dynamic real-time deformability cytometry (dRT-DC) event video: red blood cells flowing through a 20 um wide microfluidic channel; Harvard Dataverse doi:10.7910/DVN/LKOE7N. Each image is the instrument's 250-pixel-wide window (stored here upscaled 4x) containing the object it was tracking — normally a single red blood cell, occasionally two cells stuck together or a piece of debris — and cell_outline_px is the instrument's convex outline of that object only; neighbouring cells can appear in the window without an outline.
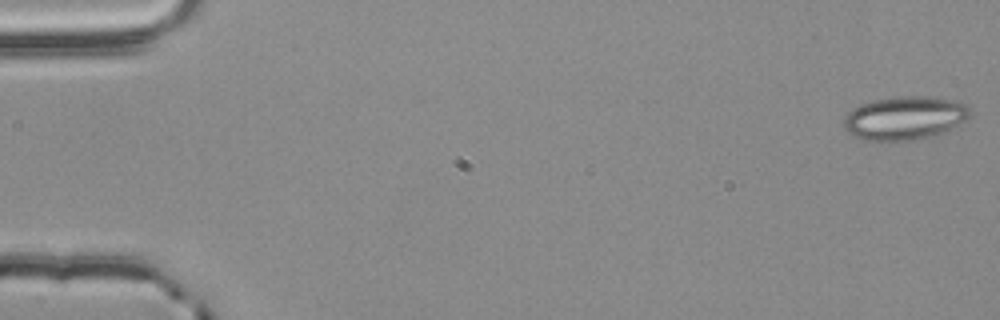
{"species": "common noctule bat (a hibernating species)", "species_latin": "Nyctalus noctula", "temperature_condition": "room temperature", "stored_images_in_passage": 4, "camera_frame_rate_fps": 3000, "um_per_image_px": 0.085, "animal": {"sex": "male", "body_mass_g": 20.4}, "frame": {"image": 1, "passage_image": 1, "time_ms": 0.0, "image_size_px": [1000, 320], "cell_outline_px": [[968, 116], [964, 120], [932, 136], [912, 140], [860, 140], [848, 132], [844, 128], [844, 120], [848, 112], [852, 108], [860, 104], [872, 100], [900, 96], [924, 96], [952, 100], [964, 104], [968, 108]], "centroid_in_image_um": [76.8, 10.02], "position_along_channel_um": 8.2, "area_um2": 31.39}}
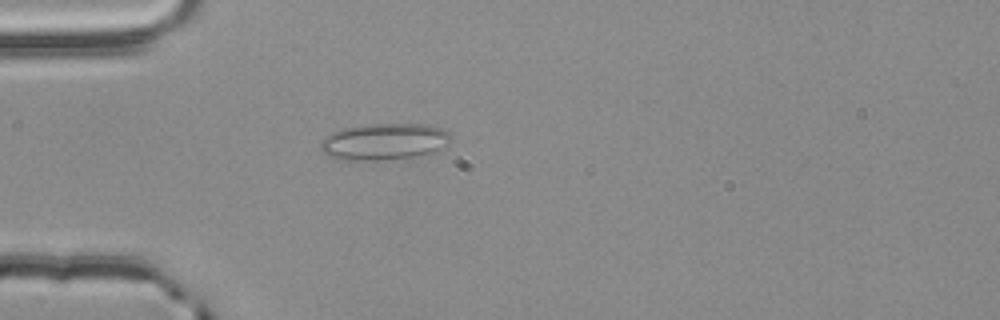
{"frame": {"image": 2, "passage_image": 4, "time_ms": 1.0, "image_size_px": [1000, 320], "cell_outline_px": [[452, 140], [448, 144], [432, 152], [416, 156], [380, 160], [344, 160], [328, 156], [320, 148], [320, 140], [332, 132], [340, 128], [364, 124], [428, 124], [440, 128], [448, 132], [452, 136]], "centroid_in_image_um": [32.63, 12.02], "position_along_channel_um": 52.4, "area_um2": 27.98}}